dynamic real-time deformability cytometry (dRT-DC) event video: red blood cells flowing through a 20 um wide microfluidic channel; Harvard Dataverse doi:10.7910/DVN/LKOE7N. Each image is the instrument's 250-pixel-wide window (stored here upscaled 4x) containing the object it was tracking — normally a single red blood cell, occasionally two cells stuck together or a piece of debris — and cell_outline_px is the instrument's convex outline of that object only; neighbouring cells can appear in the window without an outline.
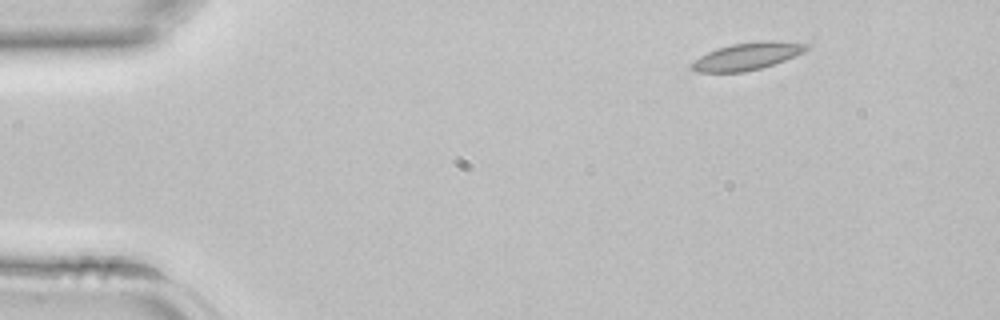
{"species": "common noctule bat (a hibernating species)", "species_latin": "Nyctalus noctula", "temperature_condition": "room temperature", "stored_images_in_passage": 38, "camera_frame_rate_fps": 3000, "um_per_image_px": 0.085, "animal": {"sex": "female", "body_mass_g": 22.7, "forearm_length_mm": 54.2}, "frame": {"image": 1, "passage_image": 1, "time_ms": 0.0, "image_size_px": [1000, 320], "cell_outline_px": [[808, 48], [804, 52], [784, 60], [760, 68], [744, 72], [696, 72], [692, 68], [692, 64], [700, 56], [716, 48], [732, 44], [764, 40], [772, 40], [808, 44]], "centroid_in_image_um": [63.51, 4.77], "position_along_channel_um": 21.5, "area_um2": 17.98}}
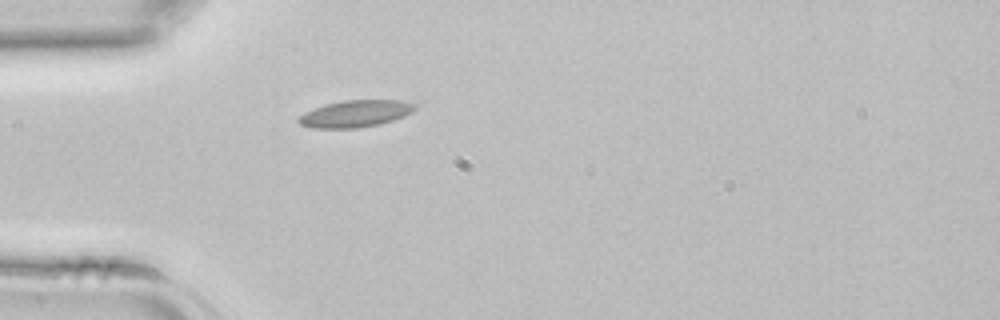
{"frame": {"image": 2, "passage_image": 8, "time_ms": 2.333, "image_size_px": [1000, 320], "cell_outline_px": [[416, 108], [412, 112], [404, 116], [380, 124], [356, 128], [312, 128], [300, 124], [296, 120], [304, 112], [324, 104], [344, 100], [400, 100], [416, 104]], "centroid_in_image_um": [30.19, 9.66], "position_along_channel_um": 54.8, "area_um2": 18.26}}
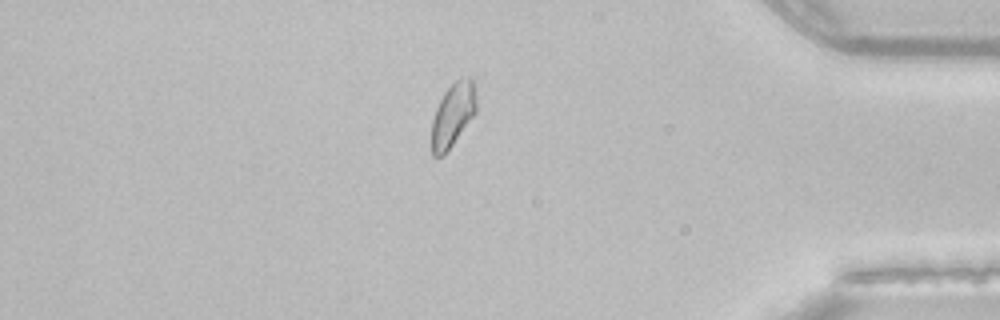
{"frame": {"image": 3, "passage_image": 32, "time_ms": 10.333, "image_size_px": [1000, 320], "cell_outline_px": [[476, 112], [444, 156], [432, 156], [432, 120], [436, 108], [444, 92], [456, 80], [468, 76], [472, 76], [476, 100]], "centroid_in_image_um": [38.49, 9.76], "position_along_channel_um": 396.7, "area_um2": 16.47}}